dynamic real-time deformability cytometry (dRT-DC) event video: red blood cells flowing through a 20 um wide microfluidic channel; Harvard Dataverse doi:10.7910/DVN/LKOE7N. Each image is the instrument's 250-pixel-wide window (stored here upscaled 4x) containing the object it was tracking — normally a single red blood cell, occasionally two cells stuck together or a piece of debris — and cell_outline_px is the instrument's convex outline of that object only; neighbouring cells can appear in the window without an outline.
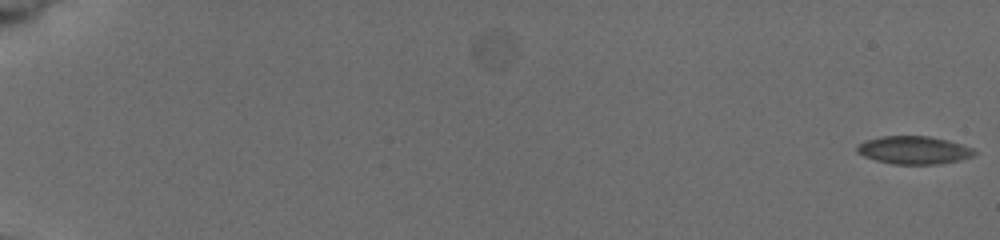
{"species": "common noctule bat (a hibernating species)", "species_latin": "Nyctalus noctula", "temperature_condition": "cold", "stored_images_in_passage": 2, "camera_frame_rate_fps": 3000, "um_per_image_px": 0.085, "animal": {"sex": "female", "body_mass_g": 19.5, "forearm_length_mm": 54.1}, "frame": {"image": 1, "passage_image": 2, "time_ms": 0.667, "image_size_px": [1000, 240], "cell_outline_px": [[976, 152], [972, 156], [960, 160], [940, 164], [892, 164], [876, 160], [864, 156], [856, 152], [856, 144], [880, 136], [928, 136], [948, 140], [972, 148]], "centroid_in_image_um": [77.65, 12.76], "position_along_channel_um": 7.4, "area_um2": 19.07}}